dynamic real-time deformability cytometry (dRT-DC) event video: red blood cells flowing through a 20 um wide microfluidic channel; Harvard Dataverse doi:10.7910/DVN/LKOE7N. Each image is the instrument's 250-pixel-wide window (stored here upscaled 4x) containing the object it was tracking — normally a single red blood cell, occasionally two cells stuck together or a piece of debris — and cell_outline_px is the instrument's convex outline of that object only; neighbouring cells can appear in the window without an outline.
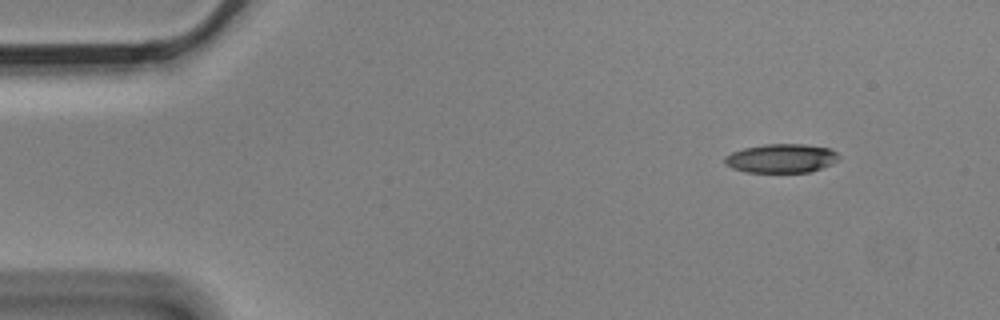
{"species": "Egyptian fruit bat (a non-hibernating species)", "species_latin": "Rousettus aegyptiacus", "temperature_condition": "cold", "stored_images_in_passage": 9, "camera_frame_rate_fps": 3000, "um_per_image_px": 0.085, "animal": {"sex": "male"}, "frame": {"image": 1, "passage_image": 1, "time_ms": 0.0, "image_size_px": [1000, 320], "cell_outline_px": [[840, 156], [832, 164], [808, 172], [744, 172], [732, 168], [724, 164], [724, 156], [732, 152], [744, 148], [764, 144], [804, 144], [828, 148], [836, 152]], "centroid_in_image_um": [66.37, 13.46], "position_along_channel_um": 18.6, "area_um2": 19.19}}
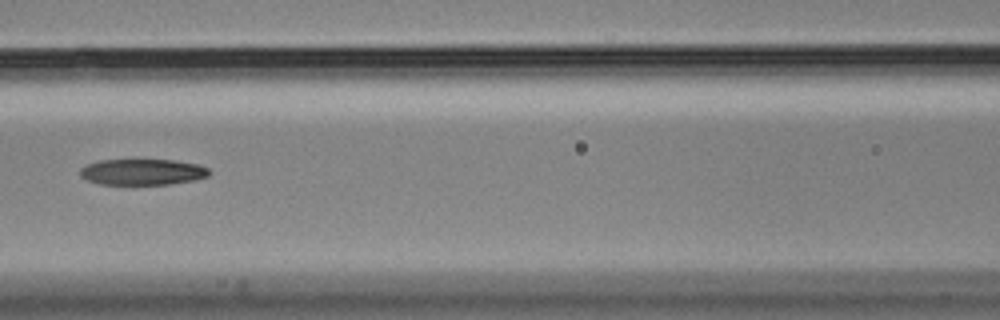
{"frame": {"image": 2, "passage_image": 6, "time_ms": 1.667, "image_size_px": [1000, 320], "cell_outline_px": [[212, 172], [208, 176], [196, 180], [168, 184], [100, 184], [88, 180], [80, 176], [80, 168], [88, 164], [100, 160], [176, 160], [200, 164], [208, 168]], "centroid_in_image_um": [12.16, 14.61], "position_along_channel_um": 154.4, "area_um2": 19.65}}
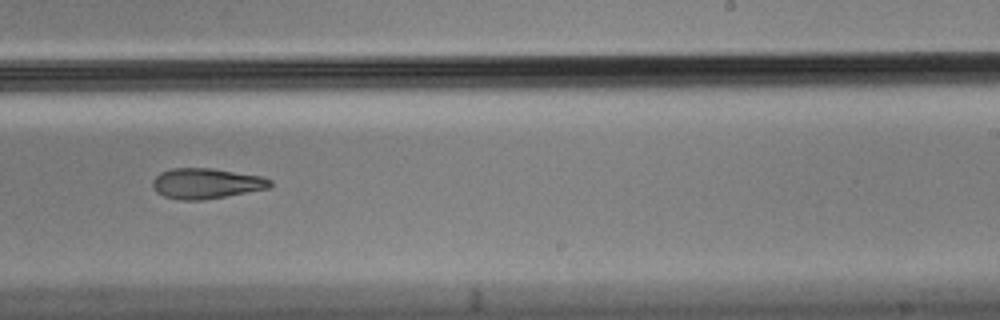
{"frame": {"image": 3, "passage_image": 9, "time_ms": 2.667, "image_size_px": [1000, 320], "cell_outline_px": [[272, 184], [268, 188], [204, 200], [180, 200], [164, 196], [156, 192], [152, 188], [152, 180], [160, 172], [172, 168], [212, 168], [264, 176], [272, 180]], "centroid_in_image_um": [17.51, 15.58], "position_along_channel_um": 271.5, "area_um2": 20.98}}